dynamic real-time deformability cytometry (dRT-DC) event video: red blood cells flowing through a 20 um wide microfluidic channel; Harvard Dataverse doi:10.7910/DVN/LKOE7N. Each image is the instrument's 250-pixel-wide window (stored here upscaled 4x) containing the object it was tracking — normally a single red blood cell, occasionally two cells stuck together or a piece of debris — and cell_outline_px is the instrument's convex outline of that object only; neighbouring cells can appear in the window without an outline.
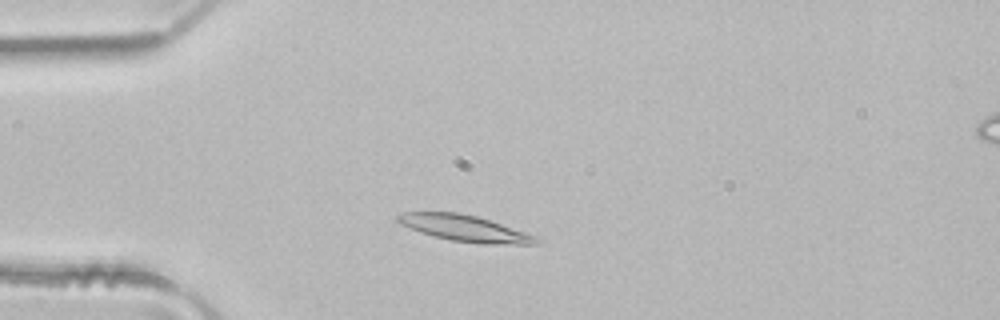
{"species": "common noctule bat (a hibernating species)", "species_latin": "Nyctalus noctula", "temperature_condition": "room temperature", "stored_images_in_passage": 2, "camera_frame_rate_fps": 3000, "um_per_image_px": 0.085, "animal": {"sex": "male", "body_mass_g": 21.5, "forearm_length_mm": 52.0}, "frame": {"image": 1, "passage_image": 2, "time_ms": 0.333, "image_size_px": [1000, 320], "cell_outline_px": [[540, 240], [536, 244], [480, 244], [452, 240], [420, 232], [400, 224], [396, 220], [396, 216], [404, 212], [460, 212], [476, 216], [540, 236]], "centroid_in_image_um": [39.55, 19.4], "position_along_channel_um": 45.5, "area_um2": 21.21}}